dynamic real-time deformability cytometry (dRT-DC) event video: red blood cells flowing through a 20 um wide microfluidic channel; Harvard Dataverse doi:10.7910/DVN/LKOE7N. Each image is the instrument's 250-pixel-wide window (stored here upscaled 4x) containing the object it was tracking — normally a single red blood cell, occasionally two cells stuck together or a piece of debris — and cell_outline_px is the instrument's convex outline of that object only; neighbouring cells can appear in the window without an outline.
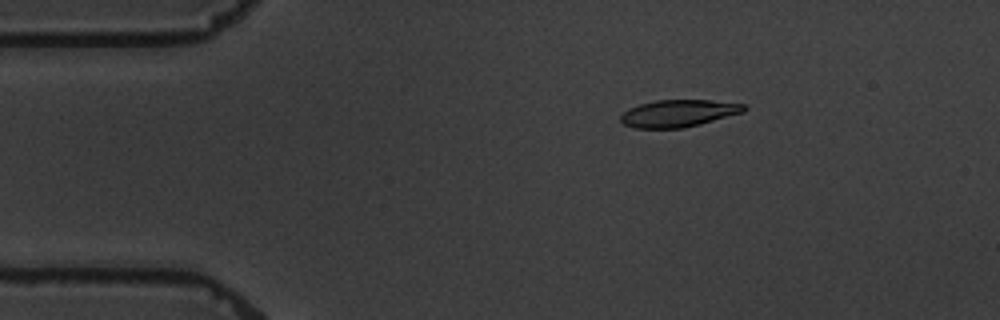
{"species": "common noctule bat (a hibernating species)", "species_latin": "Nyctalus noctula", "temperature_condition": "warm", "stored_images_in_passage": 5, "camera_frame_rate_fps": 3000, "um_per_image_px": 0.085, "animal": {"sex": "male", "body_mass_g": 19.5, "forearm_length_mm": 54.6}, "frame": {"image": 1, "passage_image": 2, "time_ms": 1.0, "image_size_px": [1000, 320], "cell_outline_px": [[748, 108], [744, 112], [700, 124], [684, 128], [636, 128], [624, 124], [620, 120], [620, 116], [628, 108], [640, 104], [656, 100], [712, 100], [748, 104]], "centroid_in_image_um": [57.71, 9.62], "position_along_channel_um": 27.3, "area_um2": 19.65}}